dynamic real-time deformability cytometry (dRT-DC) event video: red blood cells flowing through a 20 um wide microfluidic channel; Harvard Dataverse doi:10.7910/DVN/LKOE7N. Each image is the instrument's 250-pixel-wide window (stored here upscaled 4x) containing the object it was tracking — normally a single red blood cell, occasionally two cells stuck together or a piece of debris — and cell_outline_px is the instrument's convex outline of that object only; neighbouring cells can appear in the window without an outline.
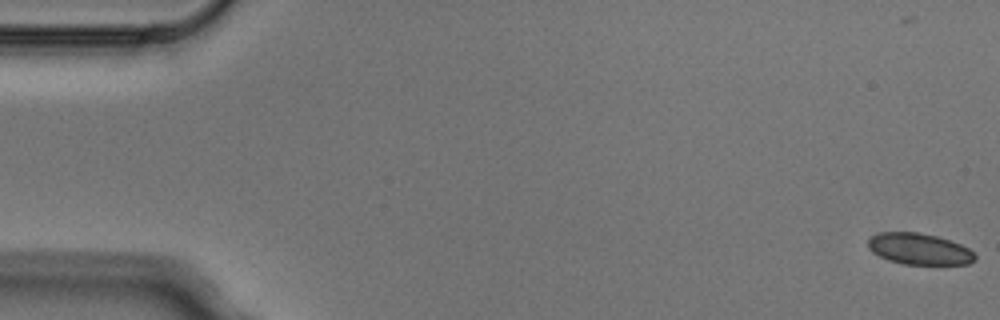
{"species": "Egyptian fruit bat (a non-hibernating species)", "species_latin": "Rousettus aegyptiacus", "temperature_condition": "cold", "stored_images_in_passage": 5, "camera_frame_rate_fps": 3000, "um_per_image_px": 0.085, "animal": {"sex": "male"}, "frame": {"image": 1, "passage_image": 1, "time_ms": 0.0, "image_size_px": [1000, 320], "cell_outline_px": [[976, 260], [968, 264], [904, 264], [888, 260], [872, 252], [868, 248], [868, 240], [872, 236], [880, 232], [920, 232], [936, 236], [960, 244], [968, 248], [976, 256]], "centroid_in_image_um": [78.12, 21.16], "position_along_channel_um": 6.9, "area_um2": 19.42}}
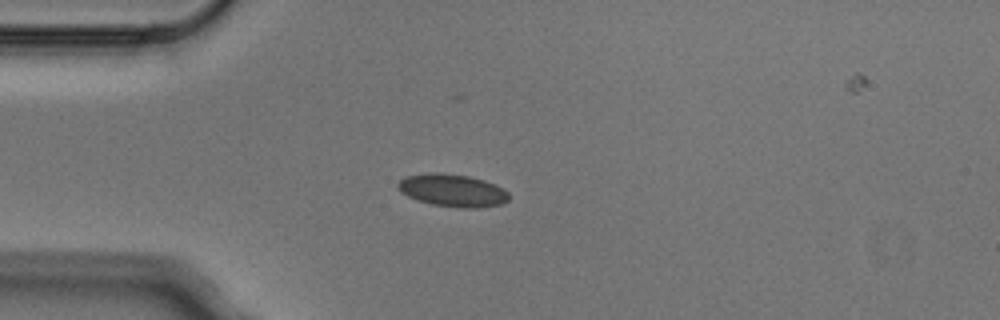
{"frame": {"image": 2, "passage_image": 4, "time_ms": 1.0, "image_size_px": [1000, 320], "cell_outline_px": [[508, 200], [500, 204], [476, 208], [460, 208], [432, 204], [408, 196], [400, 192], [396, 188], [396, 184], [400, 180], [408, 176], [428, 172], [440, 172], [468, 176], [484, 180], [496, 184], [504, 188], [508, 192]], "centroid_in_image_um": [38.46, 16.17], "position_along_channel_um": 46.5, "area_um2": 21.1}}